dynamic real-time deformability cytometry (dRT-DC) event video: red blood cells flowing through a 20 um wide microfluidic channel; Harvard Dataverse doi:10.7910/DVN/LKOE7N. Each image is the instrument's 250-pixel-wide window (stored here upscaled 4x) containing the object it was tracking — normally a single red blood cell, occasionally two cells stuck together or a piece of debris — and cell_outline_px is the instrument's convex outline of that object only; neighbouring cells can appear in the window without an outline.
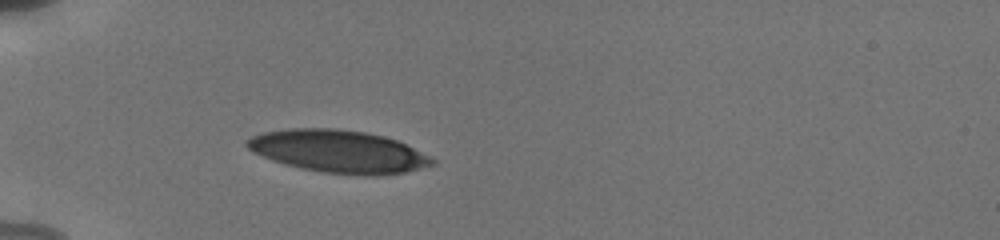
{"species": "human", "species_latin": "Homo sapiens", "temperature_condition": "cold", "stored_images_in_passage": 15, "camera_frame_rate_fps": 3000, "um_per_image_px": 0.085, "donor": {"sex": "male"}, "frame": {"image": 1, "passage_image": 5, "time_ms": 1.667, "image_size_px": [1000, 240], "cell_outline_px": [[436, 164], [404, 172], [372, 176], [364, 176], [324, 172], [300, 168], [284, 164], [272, 160], [248, 148], [244, 144], [244, 140], [252, 136], [264, 132], [288, 128], [336, 128], [364, 132], [384, 136], [396, 140], [436, 160]], "centroid_in_image_um": [28.74, 12.87], "position_along_channel_um": 56.3, "area_um2": 45.66}}
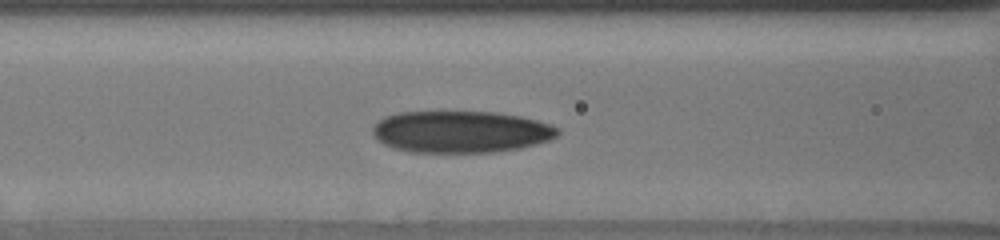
{"frame": {"image": 2, "passage_image": 12, "time_ms": 4.0, "image_size_px": [1000, 240], "cell_outline_px": [[560, 136], [536, 144], [520, 148], [496, 152], [408, 152], [392, 148], [384, 144], [372, 132], [372, 128], [384, 116], [400, 112], [496, 112], [520, 116], [552, 124], [560, 128]], "centroid_in_image_um": [39.22, 11.2], "position_along_channel_um": 127.4, "area_um2": 45.32}}
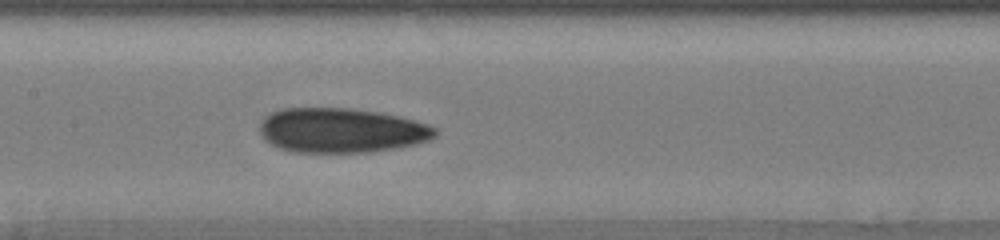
{"frame": {"image": 3, "passage_image": 15, "time_ms": 5.333, "image_size_px": [1000, 240], "cell_outline_px": [[436, 136], [428, 140], [396, 148], [372, 152], [292, 152], [280, 148], [264, 140], [260, 132], [260, 120], [264, 116], [280, 108], [352, 108], [380, 112], [400, 116], [428, 124], [436, 128]], "centroid_in_image_um": [28.99, 11.07], "position_along_channel_um": 178.4, "area_um2": 45.89}}